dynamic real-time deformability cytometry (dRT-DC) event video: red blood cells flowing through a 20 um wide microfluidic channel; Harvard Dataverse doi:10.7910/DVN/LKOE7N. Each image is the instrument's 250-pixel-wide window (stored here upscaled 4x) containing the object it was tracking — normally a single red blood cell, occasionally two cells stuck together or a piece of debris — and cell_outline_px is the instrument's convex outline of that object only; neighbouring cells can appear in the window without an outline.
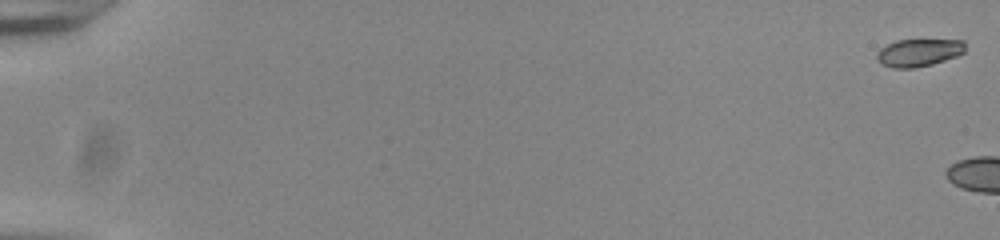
{"species": "common noctule bat (a hibernating species)", "species_latin": "Nyctalus noctula", "temperature_condition": "room temperature", "stored_images_in_passage": 3, "camera_frame_rate_fps": 3000, "um_per_image_px": 0.085, "animal": {"sex": "male", "body_mass_g": 20.0, "forearm_length_mm": 53.3}, "frame": {"image": 1, "passage_image": 1, "time_ms": 0.0, "image_size_px": [1000, 240], "cell_outline_px": [[964, 52], [956, 56], [932, 64], [912, 68], [892, 68], [884, 64], [876, 56], [876, 52], [880, 48], [896, 40], [964, 40]], "centroid_in_image_um": [78.08, 4.46], "position_along_channel_um": 6.9, "area_um2": 13.99}}